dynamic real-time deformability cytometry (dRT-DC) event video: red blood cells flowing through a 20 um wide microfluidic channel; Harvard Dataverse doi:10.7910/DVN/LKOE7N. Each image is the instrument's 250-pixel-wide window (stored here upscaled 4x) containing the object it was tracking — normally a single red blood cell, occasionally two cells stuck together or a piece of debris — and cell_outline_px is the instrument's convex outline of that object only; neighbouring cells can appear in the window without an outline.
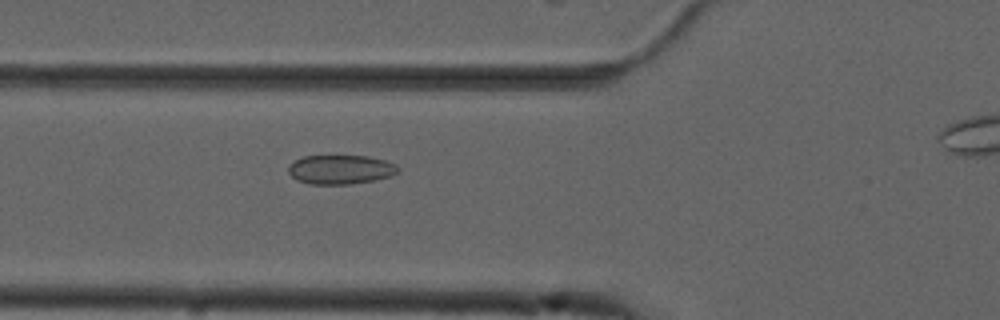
{"species": "common noctule bat (a hibernating species)", "species_latin": "Nyctalus noctula", "temperature_condition": "cold", "stored_images_in_passage": 45, "camera_frame_rate_fps": 3000, "um_per_image_px": 0.085, "animal": {"sex": "male", "forearm_length_mm": 52.5}, "frame": {"image": 1, "passage_image": 17, "time_ms": 5.333, "image_size_px": [1000, 320], "cell_outline_px": [[400, 172], [392, 176], [376, 180], [348, 184], [308, 184], [296, 180], [288, 172], [288, 164], [304, 156], [368, 156], [384, 160], [396, 164], [400, 168]], "centroid_in_image_um": [28.97, 14.41], "position_along_channel_um": 96.8, "area_um2": 18.84}}
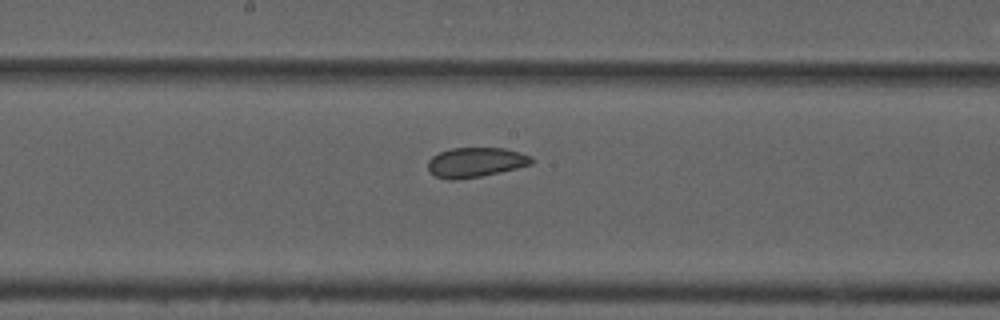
{"frame": {"image": 2, "passage_image": 26, "time_ms": 8.333, "image_size_px": [1000, 320], "cell_outline_px": [[532, 164], [500, 172], [480, 176], [456, 180], [452, 180], [436, 176], [428, 168], [428, 160], [432, 156], [440, 152], [452, 148], [504, 148], [520, 152], [532, 156]], "centroid_in_image_um": [40.44, 13.79], "position_along_channel_um": 207.8, "area_um2": 17.8}}
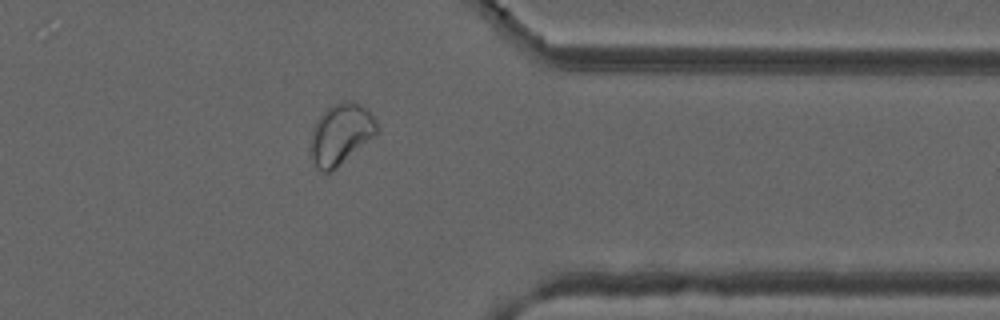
{"frame": {"image": 3, "passage_image": 41, "time_ms": 13.333, "image_size_px": [1000, 320], "cell_outline_px": [[376, 132], [372, 136], [336, 168], [328, 172], [324, 172], [316, 164], [308, 148], [312, 128], [320, 116], [328, 108], [336, 104], [352, 100], [368, 108], [376, 120]], "centroid_in_image_um": [28.93, 11.37], "position_along_channel_um": 382.5, "area_um2": 22.89}}